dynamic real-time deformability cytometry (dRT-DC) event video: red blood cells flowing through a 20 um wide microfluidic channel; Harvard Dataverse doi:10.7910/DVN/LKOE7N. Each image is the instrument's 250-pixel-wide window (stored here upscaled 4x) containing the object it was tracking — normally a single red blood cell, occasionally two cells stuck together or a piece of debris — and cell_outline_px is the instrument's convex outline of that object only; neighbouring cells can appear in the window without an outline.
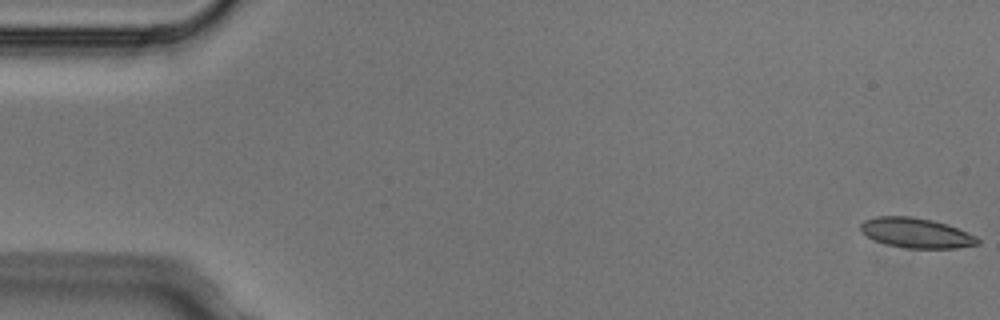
{"species": "Egyptian fruit bat (a non-hibernating species)", "species_latin": "Rousettus aegyptiacus", "temperature_condition": "cold", "stored_images_in_passage": 5, "camera_frame_rate_fps": 3000, "um_per_image_px": 0.085, "animal": {"sex": "male"}, "frame": {"image": 1, "passage_image": 1, "time_ms": 0.0, "image_size_px": [1000, 320], "cell_outline_px": [[980, 244], [956, 248], [904, 248], [884, 244], [860, 232], [860, 224], [864, 220], [876, 216], [912, 216], [932, 220], [948, 224], [976, 236], [980, 240]], "centroid_in_image_um": [77.87, 19.79], "position_along_channel_um": 7.1, "area_um2": 20.58}}
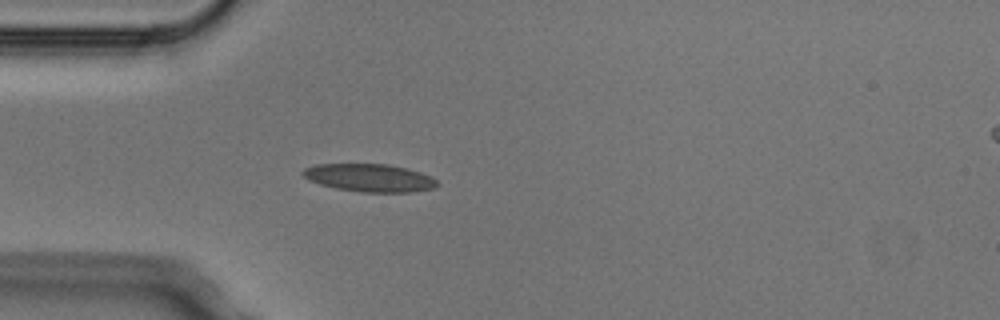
{"frame": {"image": 2, "passage_image": 5, "time_ms": 1.333, "image_size_px": [1000, 320], "cell_outline_px": [[440, 184], [436, 188], [412, 192], [360, 192], [336, 188], [320, 184], [308, 180], [300, 172], [304, 168], [316, 164], [384, 164], [404, 168], [420, 172], [432, 176]], "centroid_in_image_um": [31.42, 15.12], "position_along_channel_um": 53.6, "area_um2": 21.85}}